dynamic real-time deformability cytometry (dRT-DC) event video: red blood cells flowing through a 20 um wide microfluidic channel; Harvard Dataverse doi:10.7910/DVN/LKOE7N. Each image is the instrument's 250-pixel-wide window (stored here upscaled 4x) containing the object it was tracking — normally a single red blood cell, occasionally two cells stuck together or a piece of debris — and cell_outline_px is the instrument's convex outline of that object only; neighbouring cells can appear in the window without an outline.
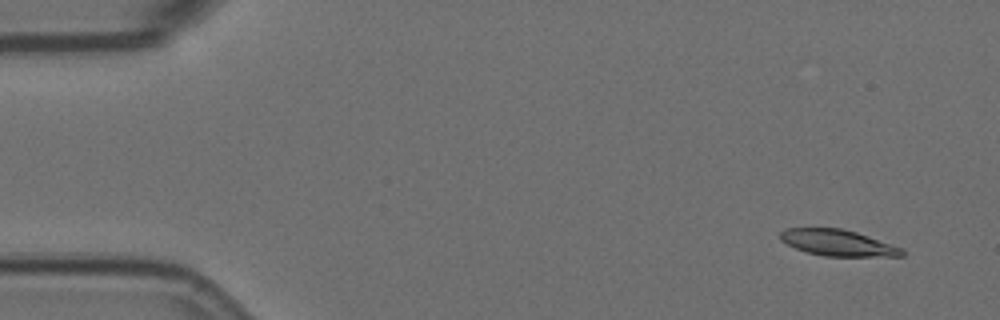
{"species": "Egyptian fruit bat (a non-hibernating species)", "species_latin": "Rousettus aegyptiacus", "temperature_condition": "room temperature", "stored_images_in_passage": 4, "camera_frame_rate_fps": 3000, "um_per_image_px": 0.085, "animal": {"sex": "female"}, "frame": {"image": 1, "passage_image": 2, "time_ms": 0.333, "image_size_px": [1000, 320], "cell_outline_px": [[904, 256], [824, 256], [808, 252], [796, 248], [780, 240], [780, 232], [788, 228], [840, 228], [856, 232], [904, 248]], "centroid_in_image_um": [71.24, 20.64], "position_along_channel_um": 13.8, "area_um2": 18.44}}
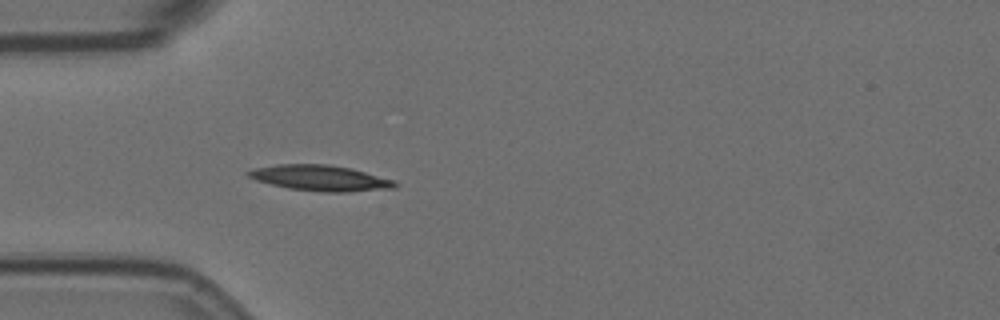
{"frame": {"image": 2, "passage_image": 4, "time_ms": 1.0, "image_size_px": [1000, 320], "cell_outline_px": [[400, 184], [396, 188], [348, 192], [320, 192], [288, 188], [256, 180], [248, 176], [244, 172], [256, 168], [276, 164], [328, 164], [352, 168], [396, 180]], "centroid_in_image_um": [27.29, 15.13], "position_along_channel_um": 57.7, "area_um2": 22.2}}